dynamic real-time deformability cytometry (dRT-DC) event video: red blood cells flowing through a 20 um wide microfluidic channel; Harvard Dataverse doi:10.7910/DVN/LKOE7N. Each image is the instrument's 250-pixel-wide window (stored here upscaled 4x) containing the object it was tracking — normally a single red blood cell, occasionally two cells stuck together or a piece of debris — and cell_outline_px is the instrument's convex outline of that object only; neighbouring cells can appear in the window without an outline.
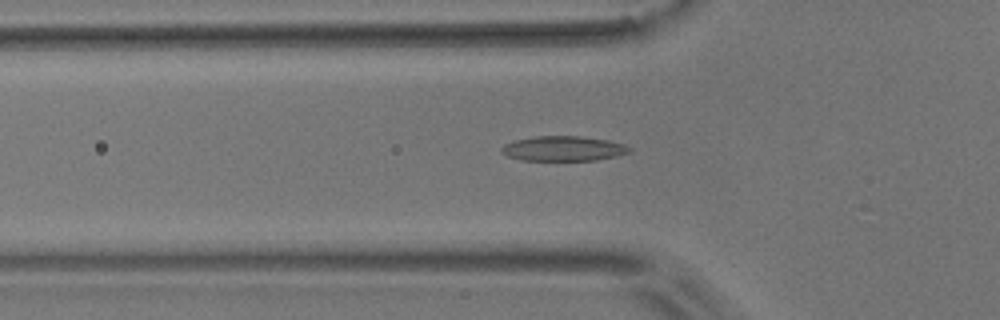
{"species": "common noctule bat (a hibernating species)", "species_latin": "Nyctalus noctula", "temperature_condition": "room temperature", "stored_images_in_passage": 54, "camera_frame_rate_fps": 3000, "um_per_image_px": 0.085, "animal": {"sex": "male", "body_mass_g": 17.9}, "frame": {"image": 1, "passage_image": 17, "time_ms": 5.333, "image_size_px": [1000, 320], "cell_outline_px": [[632, 148], [628, 152], [616, 156], [596, 160], [520, 160], [508, 156], [500, 152], [500, 148], [504, 144], [516, 140], [536, 136], [580, 136], [608, 140], [624, 144]], "centroid_in_image_um": [47.86, 12.62], "position_along_channel_um": 77.9, "area_um2": 18.5}}
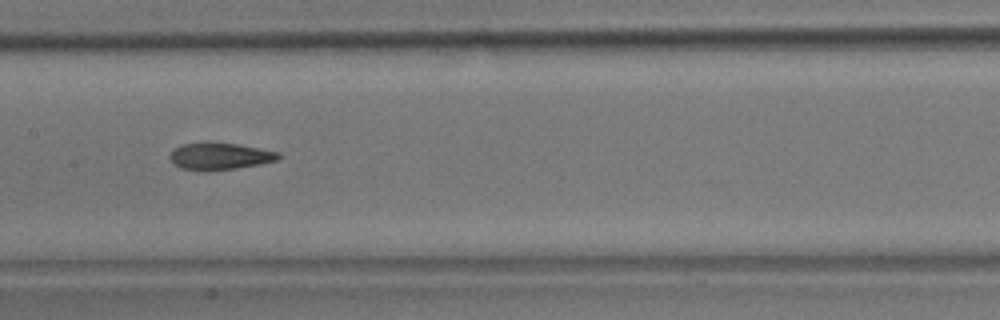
{"frame": {"image": 2, "passage_image": 26, "time_ms": 8.333, "image_size_px": [1000, 320], "cell_outline_px": [[280, 156], [276, 160], [260, 164], [236, 168], [204, 172], [180, 168], [172, 164], [168, 156], [180, 144], [204, 140], [208, 140], [236, 144], [280, 152]], "centroid_in_image_um": [18.6, 13.26], "position_along_channel_um": 188.8, "area_um2": 17.63}}
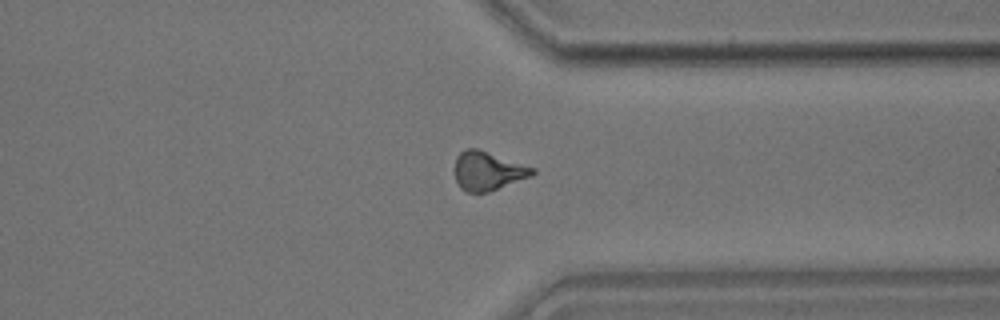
{"frame": {"image": 3, "passage_image": 41, "time_ms": 13.333, "image_size_px": [1000, 320], "cell_outline_px": [[536, 172], [532, 176], [488, 192], [468, 192], [460, 188], [456, 180], [456, 156], [464, 148], [476, 148], [536, 168]], "centroid_in_image_um": [41.48, 14.52], "position_along_channel_um": 369.9, "area_um2": 17.46}, "authors_computed_cell_mechanics": {"area_um2": 17.4556, "velocity_mm_per_s": 3.6567, "shape_relaxation_time_tau1_ms": 5.2416, "shape_relaxation_time_tau2_ms": 2.9968, "deformation_change_tau1": 0.1539, "deformation_change_tau2": 0.1098}}